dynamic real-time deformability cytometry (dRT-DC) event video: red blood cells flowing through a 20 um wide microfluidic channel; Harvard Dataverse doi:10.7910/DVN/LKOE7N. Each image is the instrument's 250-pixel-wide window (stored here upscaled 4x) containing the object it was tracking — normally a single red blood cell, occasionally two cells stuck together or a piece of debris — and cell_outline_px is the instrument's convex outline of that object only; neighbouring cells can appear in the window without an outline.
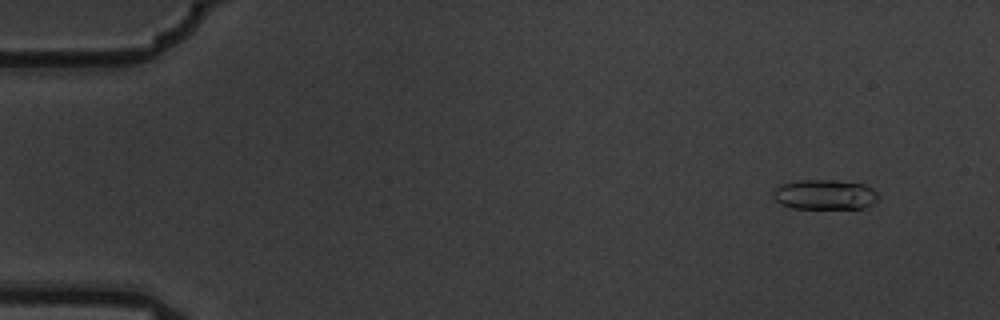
{"species": "common noctule bat (a hibernating species)", "species_latin": "Nyctalus noctula", "temperature_condition": "warm", "stored_images_in_passage": 10, "camera_frame_rate_fps": 3000, "um_per_image_px": 0.085, "animal": {"sex": "male", "body_mass_g": 19.5, "forearm_length_mm": 54.6}, "frame": {"image": 1, "passage_image": 2, "time_ms": 0.333, "image_size_px": [1000, 320], "cell_outline_px": [[880, 200], [864, 208], [792, 208], [780, 204], [772, 196], [772, 192], [780, 184], [800, 180], [832, 180], [864, 184], [872, 188], [880, 196]], "centroid_in_image_um": [70.12, 16.54], "position_along_channel_um": 14.9, "area_um2": 18.5}}
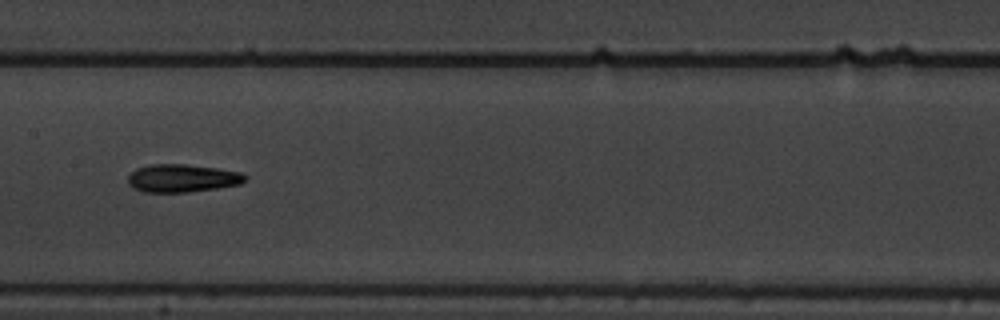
{"frame": {"image": 2, "passage_image": 9, "time_ms": 2.667, "image_size_px": [1000, 320], "cell_outline_px": [[248, 176], [240, 184], [216, 188], [188, 192], [144, 192], [132, 188], [128, 184], [128, 176], [136, 168], [152, 164], [184, 164], [216, 168], [240, 172]], "centroid_in_image_um": [15.46, 15.15], "position_along_channel_um": 191.9, "area_um2": 19.02}}
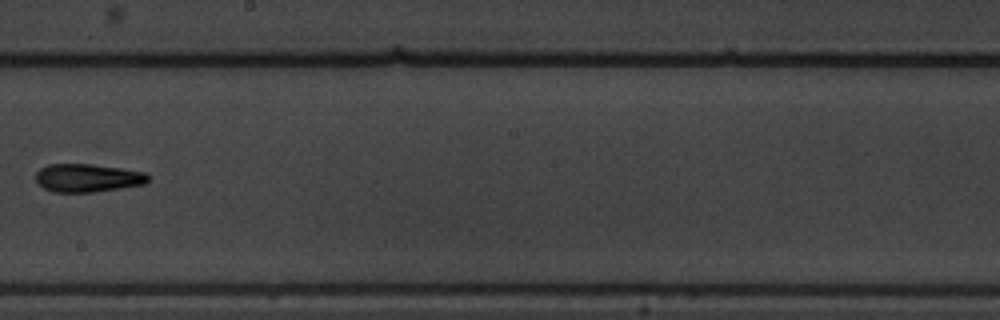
{"frame": {"image": 3, "passage_image": 10, "time_ms": 3.0, "image_size_px": [1000, 320], "cell_outline_px": [[148, 180], [144, 184], [120, 188], [92, 192], [52, 192], [44, 188], [36, 180], [36, 172], [40, 168], [48, 164], [92, 164], [120, 168], [144, 172], [148, 176]], "centroid_in_image_um": [7.41, 15.12], "position_along_channel_um": 240.8, "area_um2": 18.32}}